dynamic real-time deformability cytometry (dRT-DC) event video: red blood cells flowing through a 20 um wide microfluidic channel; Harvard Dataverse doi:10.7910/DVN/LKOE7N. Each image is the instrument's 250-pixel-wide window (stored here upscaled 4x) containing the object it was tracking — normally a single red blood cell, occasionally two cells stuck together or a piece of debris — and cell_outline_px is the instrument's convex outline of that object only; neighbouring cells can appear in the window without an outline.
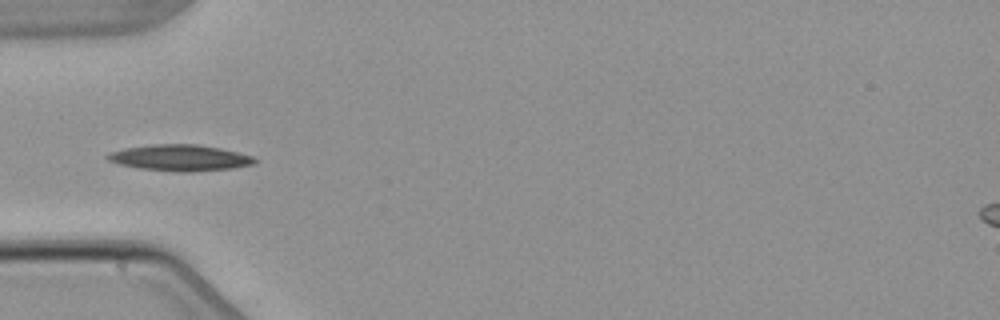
{"species": "common noctule bat (a hibernating species)", "species_latin": "Nyctalus noctula", "temperature_condition": "warm", "stored_images_in_passage": 4, "camera_frame_rate_fps": 3000, "um_per_image_px": 0.085, "animal": {"sex": "male", "body_mass_g": 21.5, "forearm_length_mm": 52.0}, "frame": {"image": 1, "passage_image": 4, "time_ms": 3.667, "image_size_px": [1000, 320], "cell_outline_px": [[256, 164], [232, 168], [192, 172], [176, 172], [140, 168], [120, 164], [108, 160], [104, 156], [108, 152], [124, 148], [152, 144], [196, 144], [220, 148], [252, 156], [256, 160]], "centroid_in_image_um": [15.27, 13.41], "position_along_channel_um": 69.7, "area_um2": 22.48}}